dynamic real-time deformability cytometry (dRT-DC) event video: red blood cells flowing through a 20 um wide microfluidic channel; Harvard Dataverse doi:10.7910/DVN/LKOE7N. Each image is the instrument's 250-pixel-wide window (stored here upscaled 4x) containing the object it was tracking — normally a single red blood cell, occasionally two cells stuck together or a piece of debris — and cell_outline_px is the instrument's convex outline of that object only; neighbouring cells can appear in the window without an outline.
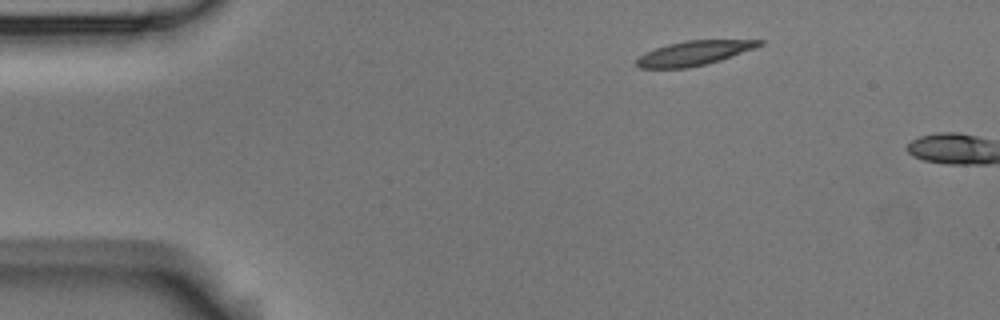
{"species": "Egyptian fruit bat (a non-hibernating species)", "species_latin": "Rousettus aegyptiacus", "temperature_condition": "room temperature", "stored_images_in_passage": 2, "camera_frame_rate_fps": 3000, "um_per_image_px": 0.085, "animal": {"sex": "male"}, "frame": {"image": 1, "passage_image": 1, "time_ms": 0.0, "image_size_px": [1000, 320], "cell_outline_px": [[764, 44], [756, 48], [720, 60], [688, 68], [640, 68], [636, 64], [636, 60], [644, 52], [668, 44], [684, 40], [764, 40]], "centroid_in_image_um": [59.0, 4.51], "position_along_channel_um": 26.0, "area_um2": 17.46}}